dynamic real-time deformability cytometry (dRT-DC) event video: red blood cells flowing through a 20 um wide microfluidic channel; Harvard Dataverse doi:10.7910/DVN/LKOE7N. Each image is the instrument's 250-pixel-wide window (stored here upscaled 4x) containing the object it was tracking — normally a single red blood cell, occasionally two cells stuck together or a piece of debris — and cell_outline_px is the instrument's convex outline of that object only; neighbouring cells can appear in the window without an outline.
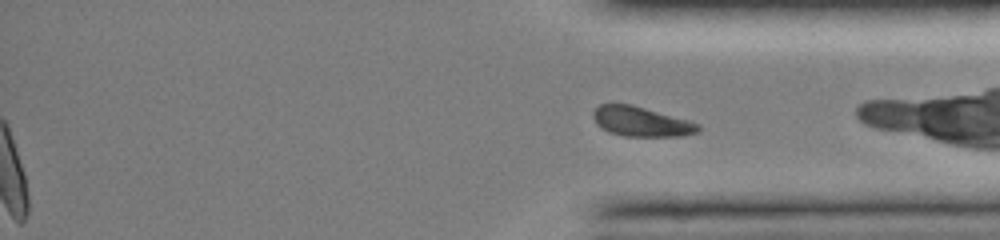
{"species": "common noctule bat (a hibernating species)", "species_latin": "Nyctalus noctula", "temperature_condition": "room temperature", "stored_images_in_passage": 49, "segment_of_instrument_passage": [2, 2], "camera_frame_rate_fps": 3000, "um_per_image_px": 0.085, "animal": {"sex": "female", "body_mass_g": 19.0, "forearm_length_mm": 51.5}, "frame": {"image": 1, "passage_image": 49, "time_ms": 16.0, "image_size_px": [1000, 240], "cell_outline_px": [[700, 132], [680, 136], [624, 136], [608, 132], [596, 124], [592, 116], [592, 112], [600, 104], [632, 104], [692, 120], [700, 124]], "centroid_in_image_um": [54.54, 10.33], "position_along_channel_um": 380.7, "area_um2": 18.55}}